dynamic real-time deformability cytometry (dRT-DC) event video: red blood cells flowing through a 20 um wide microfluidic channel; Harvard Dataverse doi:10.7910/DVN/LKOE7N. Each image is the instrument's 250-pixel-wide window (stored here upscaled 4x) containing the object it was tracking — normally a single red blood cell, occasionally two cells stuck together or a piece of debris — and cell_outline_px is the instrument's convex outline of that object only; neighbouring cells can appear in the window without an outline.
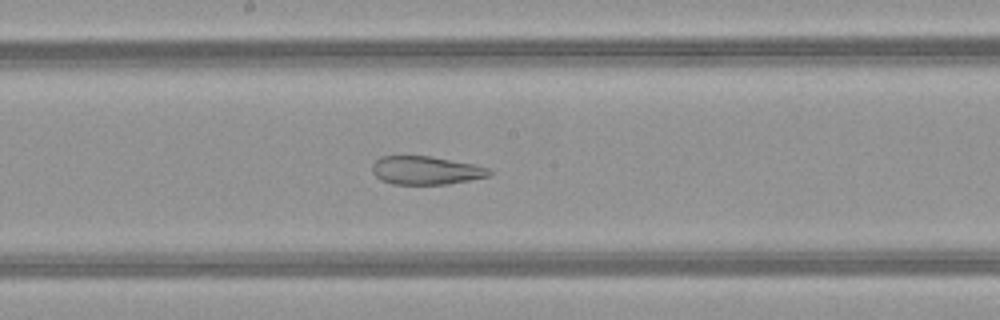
{"species": "common noctule bat (a hibernating species)", "species_latin": "Nyctalus noctula", "temperature_condition": "warm", "stored_images_in_passage": 50, "camera_frame_rate_fps": 3000, "um_per_image_px": 0.085, "animal": {"sex": "female", "body_mass_g": 21.9}, "frame": {"image": 1, "passage_image": 27, "time_ms": 8.667, "image_size_px": [1000, 320], "cell_outline_px": [[492, 172], [488, 176], [448, 184], [392, 184], [380, 180], [372, 172], [372, 164], [380, 156], [432, 156], [476, 164], [492, 168]], "centroid_in_image_um": [36.21, 14.47], "position_along_channel_um": 212.0, "area_um2": 19.54}}
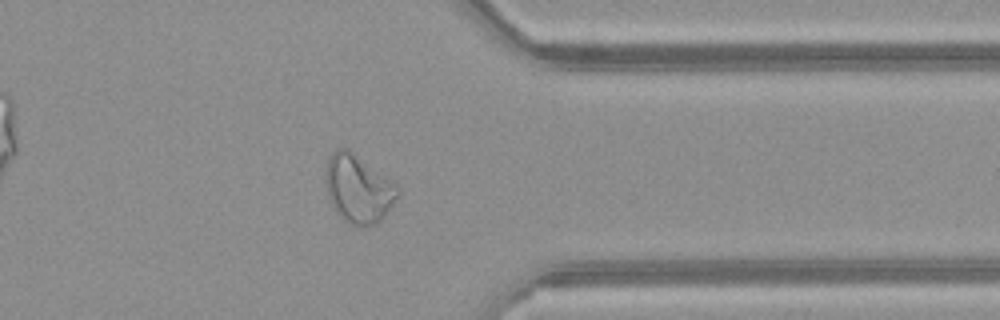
{"frame": {"image": 2, "passage_image": 40, "time_ms": 13.0, "image_size_px": [1000, 320], "cell_outline_px": [[400, 192], [384, 216], [376, 224], [364, 228], [352, 224], [344, 220], [336, 212], [328, 196], [324, 184], [324, 180], [328, 156], [336, 148], [348, 148], [388, 176], [400, 188]], "centroid_in_image_um": [30.44, 16.02], "position_along_channel_um": 381.0, "area_um2": 29.02}}
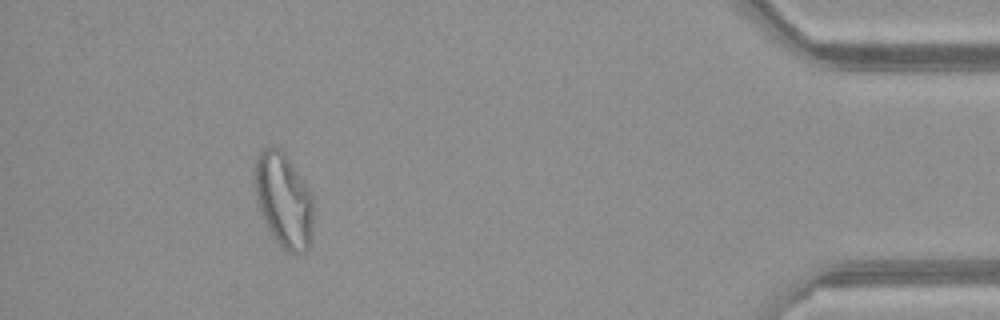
{"frame": {"image": 3, "passage_image": 46, "time_ms": 15.0, "image_size_px": [1000, 320], "cell_outline_px": [[312, 244], [304, 252], [288, 252], [276, 244], [264, 220], [256, 200], [256, 156], [260, 148], [280, 148], [284, 152], [312, 192]], "centroid_in_image_um": [24.13, 17.04], "position_along_channel_um": 411.1, "area_um2": 32.31}, "authors_computed_cell_mechanics": {"area_um2": 29.9115, "velocity_mm_per_s": 4.0951, "shape_relaxation_time_tau1_ms": null, "shape_relaxation_time_tau2_ms": 1.456, "deformation_change_tau1": null, "deformation_change_tau2": 0.0905}}